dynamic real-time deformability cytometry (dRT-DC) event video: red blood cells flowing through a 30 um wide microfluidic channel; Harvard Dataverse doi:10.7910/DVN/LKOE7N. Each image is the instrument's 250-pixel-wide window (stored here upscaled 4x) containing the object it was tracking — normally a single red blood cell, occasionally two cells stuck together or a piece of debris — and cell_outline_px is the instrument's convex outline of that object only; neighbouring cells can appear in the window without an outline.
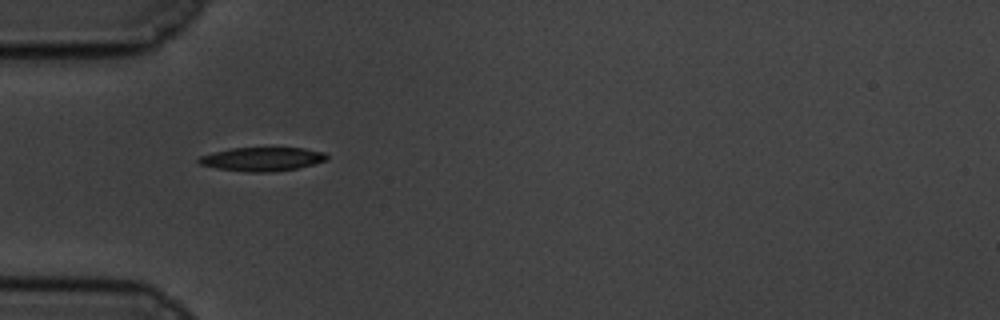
{"species": "common noctule bat (a hibernating species)", "species_latin": "Nyctalus noctula", "temperature_condition": "cold", "stored_images_in_passage": 45, "camera_frame_rate_fps": 3000, "um_per_image_px": 0.085, "animal": {"sex": "male", "body_mass_g": 19.5, "forearm_length_mm": 54.6}, "frame": {"image": 1, "passage_image": 5, "time_ms": 1.333, "image_size_px": [1000, 320], "cell_outline_px": [[328, 160], [296, 168], [268, 172], [248, 172], [216, 168], [200, 164], [196, 160], [200, 156], [212, 152], [232, 148], [304, 148], [324, 152], [328, 156]], "centroid_in_image_um": [22.26, 13.52], "position_along_channel_um": 62.7, "area_um2": 17.63}}
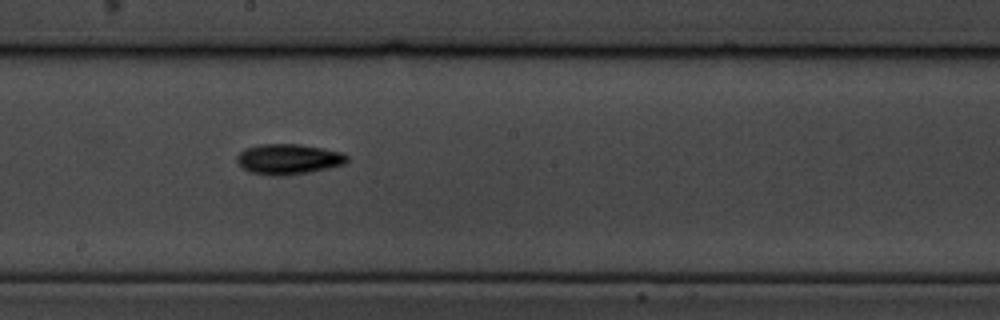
{"frame": {"image": 2, "passage_image": 19, "time_ms": 6.0, "image_size_px": [1000, 320], "cell_outline_px": [[348, 160], [344, 164], [328, 168], [308, 172], [284, 176], [272, 176], [252, 172], [244, 168], [236, 160], [236, 156], [244, 148], [260, 144], [300, 144], [324, 148], [344, 152], [348, 156]], "centroid_in_image_um": [24.54, 13.51], "position_along_channel_um": 223.7, "area_um2": 19.59}}
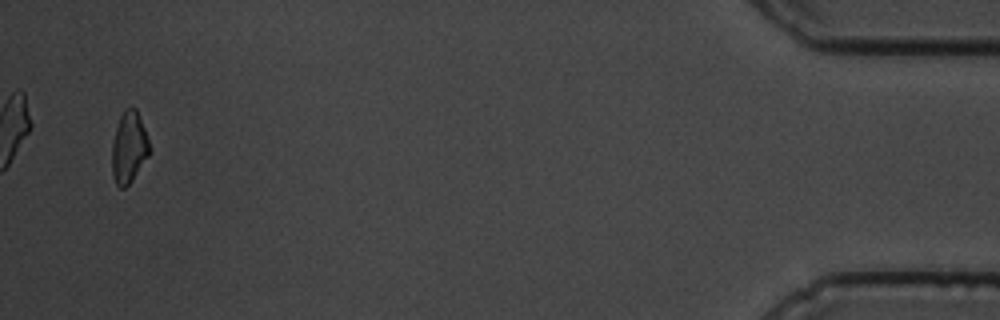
{"frame": {"image": 3, "passage_image": 43, "time_ms": 14.0, "image_size_px": [1000, 320], "cell_outline_px": [[152, 148], [148, 156], [132, 180], [124, 188], [120, 188], [116, 184], [112, 176], [112, 144], [116, 128], [120, 116], [124, 108], [136, 108]], "centroid_in_image_um": [10.96, 12.53], "position_along_channel_um": 424.2, "area_um2": 15.61}, "authors_computed_cell_mechanics": {"area_um2": 17.1666, "velocity_mm_per_s": 3.4952, "shape_relaxation_time_tau1_ms": 4.2068, "shape_relaxation_time_tau2_ms": null, "deformation_change_tau1": 0.1222, "deformation_change_tau2": null}}